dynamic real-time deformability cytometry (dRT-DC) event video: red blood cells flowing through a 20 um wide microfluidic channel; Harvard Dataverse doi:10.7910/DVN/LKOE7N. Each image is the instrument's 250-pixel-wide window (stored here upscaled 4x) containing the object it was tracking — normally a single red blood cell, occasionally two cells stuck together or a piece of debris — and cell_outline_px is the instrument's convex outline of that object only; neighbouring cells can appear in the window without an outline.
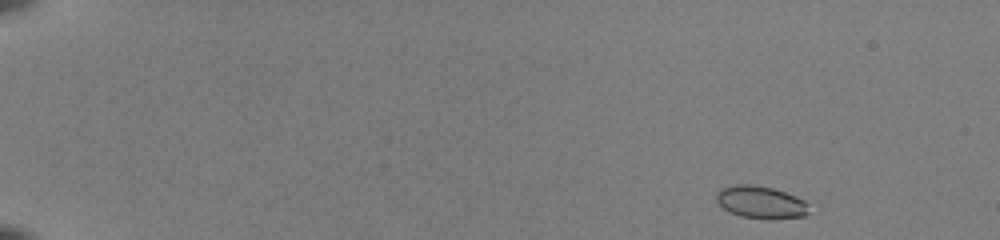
{"species": "common noctule bat (a hibernating species)", "species_latin": "Nyctalus noctula", "temperature_condition": "room temperature", "stored_images_in_passage": 48, "camera_frame_rate_fps": 3000, "um_per_image_px": 0.085, "animal": {"sex": "female", "body_mass_g": 22.0, "forearm_length_mm": 56.7}, "frame": {"image": 1, "passage_image": 1, "time_ms": 0.0, "image_size_px": [1000, 240], "cell_outline_px": [[808, 212], [804, 216], [768, 220], [740, 216], [728, 212], [716, 200], [716, 192], [720, 188], [736, 184], [752, 184], [772, 188], [796, 196], [804, 200], [808, 204]], "centroid_in_image_um": [64.65, 17.19], "position_along_channel_um": 20.4, "area_um2": 17.69}}
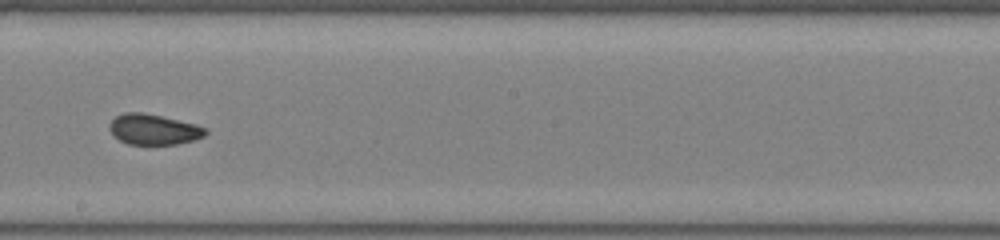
{"frame": {"image": 2, "passage_image": 28, "time_ms": 9.0, "image_size_px": [1000, 240], "cell_outline_px": [[208, 132], [204, 136], [192, 140], [176, 144], [128, 144], [120, 140], [108, 128], [108, 124], [116, 116], [124, 112], [140, 112], [160, 116], [196, 124], [208, 128]], "centroid_in_image_um": [13.07, 10.99], "position_along_channel_um": 235.1, "area_um2": 16.94}}
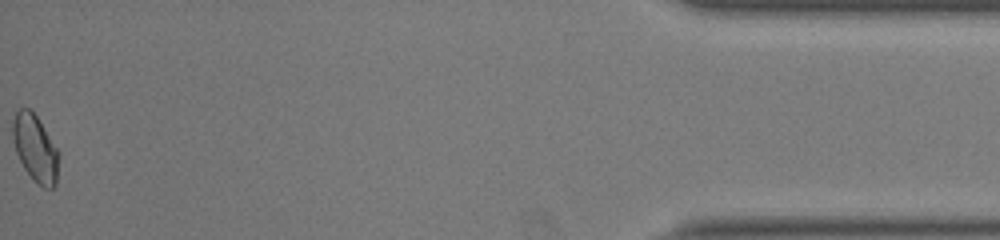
{"frame": {"image": 3, "passage_image": 48, "time_ms": 15.667, "image_size_px": [1000, 240], "cell_outline_px": [[60, 156], [56, 184], [52, 188], [44, 188], [36, 184], [32, 180], [24, 168], [16, 152], [12, 140], [12, 120], [16, 112], [20, 108], [28, 108], [36, 116], [60, 152]], "centroid_in_image_um": [3.0, 12.64], "position_along_channel_um": 432.2, "area_um2": 18.21}, "authors_computed_cell_mechanics": {"area_um2": 17.4556, "velocity_mm_per_s": 4.018, "shape_relaxation_time_tau1_ms": null, "shape_relaxation_time_tau2_ms": 1.2581, "deformation_change_tau1": null, "deformation_change_tau2": 0.0494}}